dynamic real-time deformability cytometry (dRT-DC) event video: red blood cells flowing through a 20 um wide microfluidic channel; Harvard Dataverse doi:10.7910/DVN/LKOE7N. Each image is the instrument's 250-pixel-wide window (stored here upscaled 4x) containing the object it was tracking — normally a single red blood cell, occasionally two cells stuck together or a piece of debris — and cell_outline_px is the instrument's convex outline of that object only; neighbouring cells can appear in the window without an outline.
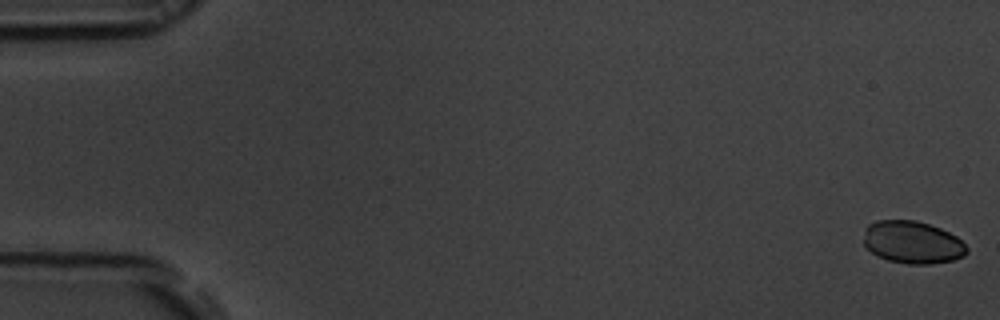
{"species": "common noctule bat (a hibernating species)", "species_latin": "Nyctalus noctula", "temperature_condition": "room temperature", "stored_images_in_passage": 53, "camera_frame_rate_fps": 3000, "um_per_image_px": 0.085, "animal": {"sex": "male", "body_mass_g": 19.5, "forearm_length_mm": 54.6}, "frame": {"image": 1, "passage_image": 1, "time_ms": 0.0, "image_size_px": [1000, 320], "cell_outline_px": [[968, 252], [964, 256], [952, 260], [928, 264], [908, 264], [888, 260], [876, 256], [864, 244], [864, 228], [868, 224], [876, 220], [916, 220], [940, 228], [956, 236], [968, 248]], "centroid_in_image_um": [77.54, 20.59], "position_along_channel_um": 7.5, "area_um2": 25.61}}
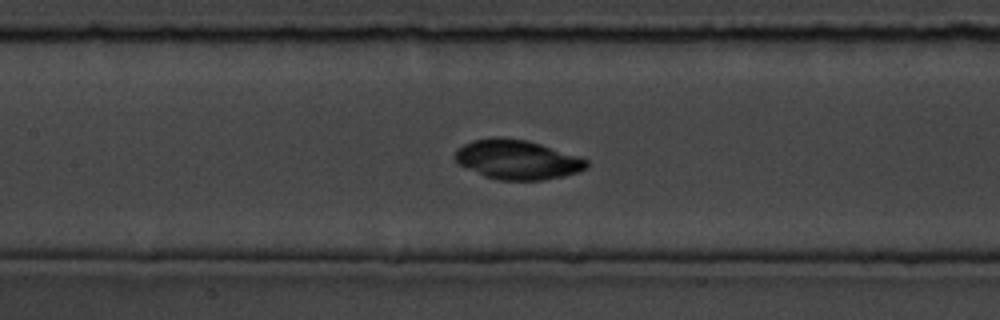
{"frame": {"image": 2, "passage_image": 25, "time_ms": 8.0, "image_size_px": [1000, 320], "cell_outline_px": [[588, 168], [564, 176], [540, 180], [496, 180], [484, 176], [460, 164], [452, 156], [464, 144], [472, 140], [492, 136], [504, 136], [524, 140], [540, 144], [580, 156], [588, 160]], "centroid_in_image_um": [43.97, 13.56], "position_along_channel_um": 163.4, "area_um2": 30.29}}
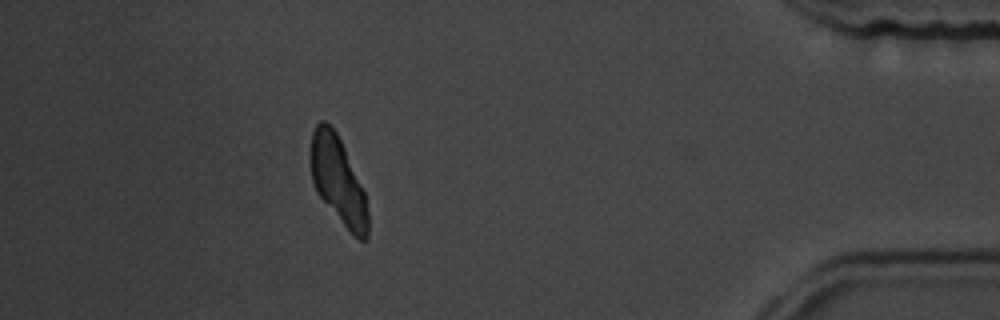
{"frame": {"image": 3, "passage_image": 48, "time_ms": 15.667, "image_size_px": [1000, 320], "cell_outline_px": [[368, 240], [360, 240], [344, 224], [316, 192], [312, 180], [312, 132], [316, 124], [320, 120], [324, 120], [336, 132], [344, 148], [364, 192], [368, 212]], "centroid_in_image_um": [28.75, 15.33], "position_along_channel_um": 406.5, "area_um2": 28.03}}